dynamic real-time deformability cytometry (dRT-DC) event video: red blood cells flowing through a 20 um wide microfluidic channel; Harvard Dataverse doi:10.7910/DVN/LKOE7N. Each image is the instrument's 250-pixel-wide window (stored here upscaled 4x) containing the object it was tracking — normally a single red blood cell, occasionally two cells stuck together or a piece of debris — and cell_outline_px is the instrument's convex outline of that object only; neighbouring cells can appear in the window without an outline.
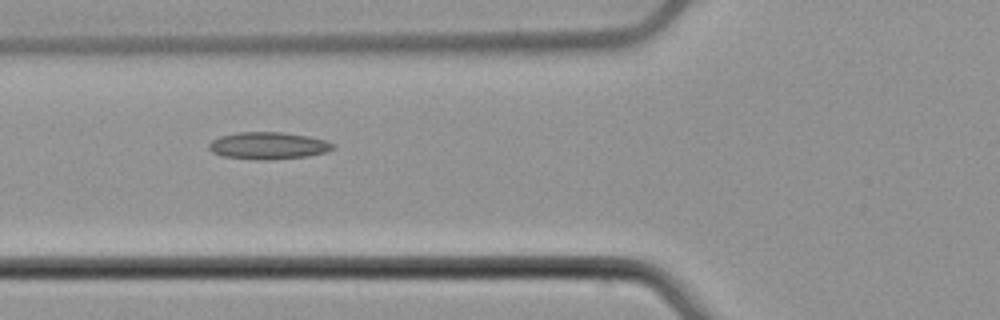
{"species": "common noctule bat (a hibernating species)", "species_latin": "Nyctalus noctula", "temperature_condition": "cold", "stored_images_in_passage": 4, "camera_frame_rate_fps": 3000, "um_per_image_px": 0.085, "animal": {"sex": "male", "body_mass_g": 21.5, "forearm_length_mm": 52.0}, "frame": {"image": 1, "passage_image": 4, "time_ms": 1.0, "image_size_px": [1000, 320], "cell_outline_px": [[336, 148], [328, 152], [308, 156], [272, 160], [256, 160], [224, 156], [212, 152], [208, 148], [208, 144], [212, 140], [220, 136], [236, 132], [280, 132], [308, 136], [324, 140], [336, 144]], "centroid_in_image_um": [22.83, 12.39], "position_along_channel_um": 103.0, "area_um2": 19.83}}